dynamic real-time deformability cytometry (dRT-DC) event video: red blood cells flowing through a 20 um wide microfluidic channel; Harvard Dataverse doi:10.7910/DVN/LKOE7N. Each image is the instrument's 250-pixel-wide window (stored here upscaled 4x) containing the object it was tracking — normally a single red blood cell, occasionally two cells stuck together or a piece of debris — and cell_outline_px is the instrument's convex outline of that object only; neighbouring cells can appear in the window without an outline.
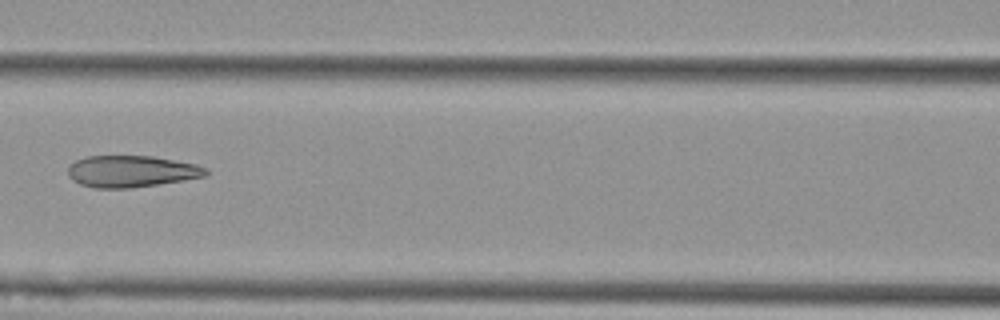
{"species": "Egyptian fruit bat (a non-hibernating species)", "species_latin": "Rousettus aegyptiacus", "temperature_condition": "cold", "stored_images_in_passage": 6, "camera_frame_rate_fps": 3000, "um_per_image_px": 0.085, "animal": {"sex": "female"}, "frame": {"image": 1, "passage_image": 5, "time_ms": 1.333, "image_size_px": [1000, 320], "cell_outline_px": [[208, 176], [156, 184], [128, 188], [96, 188], [80, 184], [72, 180], [68, 176], [68, 168], [76, 160], [84, 156], [152, 156], [196, 164], [208, 168]], "centroid_in_image_um": [11.17, 14.56], "position_along_channel_um": 155.4, "area_um2": 25.37}}
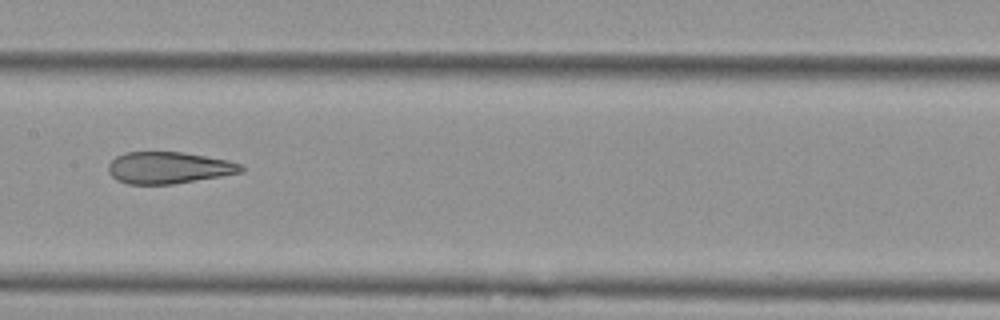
{"frame": {"image": 2, "passage_image": 6, "time_ms": 1.667, "image_size_px": [1000, 320], "cell_outline_px": [[244, 172], [172, 184], [128, 184], [116, 180], [108, 172], [108, 164], [116, 156], [124, 152], [184, 152], [228, 160], [240, 164], [244, 168]], "centroid_in_image_um": [14.32, 14.25], "position_along_channel_um": 193.1, "area_um2": 24.57}}